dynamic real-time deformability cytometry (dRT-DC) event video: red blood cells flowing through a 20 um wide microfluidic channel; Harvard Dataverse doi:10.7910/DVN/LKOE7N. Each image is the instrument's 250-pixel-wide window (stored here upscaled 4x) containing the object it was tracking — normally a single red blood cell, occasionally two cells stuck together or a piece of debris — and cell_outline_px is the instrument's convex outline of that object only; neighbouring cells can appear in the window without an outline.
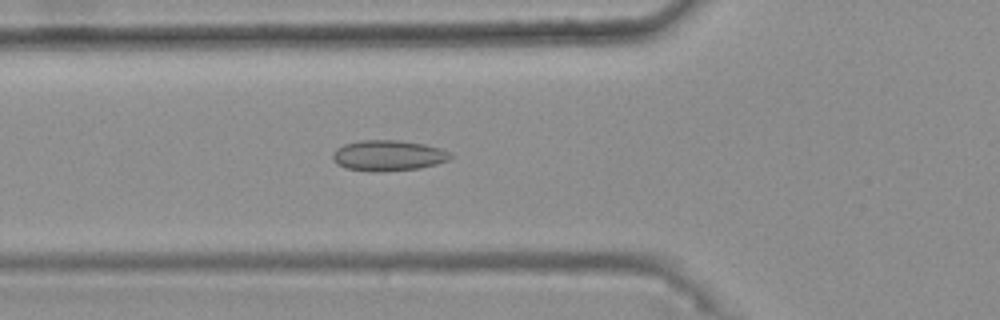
{"species": "common noctule bat (a hibernating species)", "species_latin": "Nyctalus noctula", "temperature_condition": "warm", "stored_images_in_passage": 47, "camera_frame_rate_fps": 3000, "um_per_image_px": 0.085, "animal": {"sex": "female", "body_mass_g": 25.1}, "frame": {"image": 1, "passage_image": 19, "time_ms": 6.0, "image_size_px": [1000, 320], "cell_outline_px": [[452, 156], [448, 160], [436, 164], [420, 168], [380, 172], [372, 172], [348, 168], [336, 164], [332, 160], [332, 152], [336, 148], [344, 144], [360, 140], [400, 140], [424, 144], [440, 148], [448, 152]], "centroid_in_image_um": [32.95, 13.22], "position_along_channel_um": 92.8, "area_um2": 21.15}}
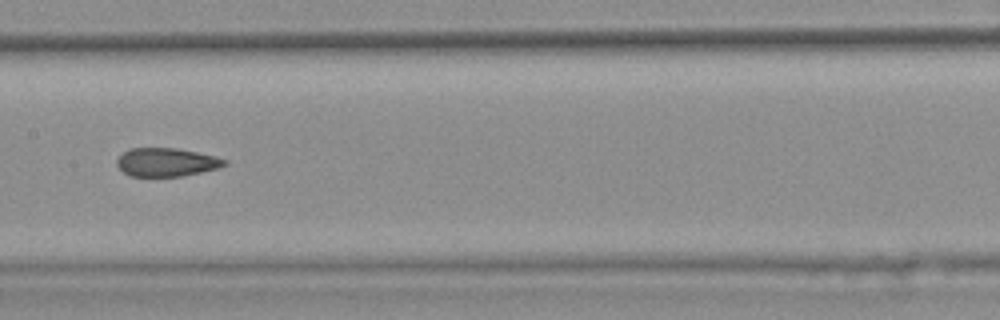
{"frame": {"image": 2, "passage_image": 27, "time_ms": 8.667, "image_size_px": [1000, 320], "cell_outline_px": [[228, 164], [220, 168], [184, 176], [128, 176], [116, 164], [116, 160], [128, 148], [176, 148], [216, 156], [228, 160]], "centroid_in_image_um": [14.18, 13.79], "position_along_channel_um": 193.2, "area_um2": 17.98}}
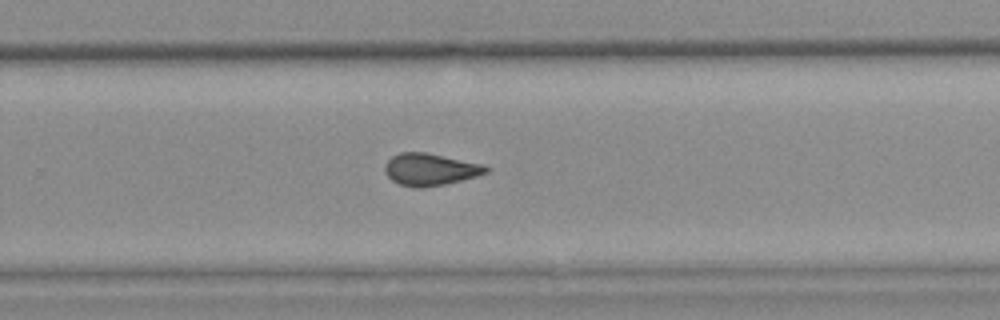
{"frame": {"image": 3, "passage_image": 35, "time_ms": 11.333, "image_size_px": [1000, 320], "cell_outline_px": [[488, 172], [476, 176], [444, 184], [424, 188], [416, 188], [400, 184], [392, 180], [384, 172], [384, 164], [392, 156], [400, 152], [424, 152], [484, 164], [488, 168]], "centroid_in_image_um": [36.53, 14.4], "position_along_channel_um": 293.3, "area_um2": 18.84}, "authors_computed_cell_mechanics": {"area_um2": 19.074, "velocity_mm_per_s": 3.7644, "shape_relaxation_time_tau1_ms": null, "shape_relaxation_time_tau2_ms": 1.7311, "deformation_change_tau1": null, "deformation_change_tau2": 0.0849}}